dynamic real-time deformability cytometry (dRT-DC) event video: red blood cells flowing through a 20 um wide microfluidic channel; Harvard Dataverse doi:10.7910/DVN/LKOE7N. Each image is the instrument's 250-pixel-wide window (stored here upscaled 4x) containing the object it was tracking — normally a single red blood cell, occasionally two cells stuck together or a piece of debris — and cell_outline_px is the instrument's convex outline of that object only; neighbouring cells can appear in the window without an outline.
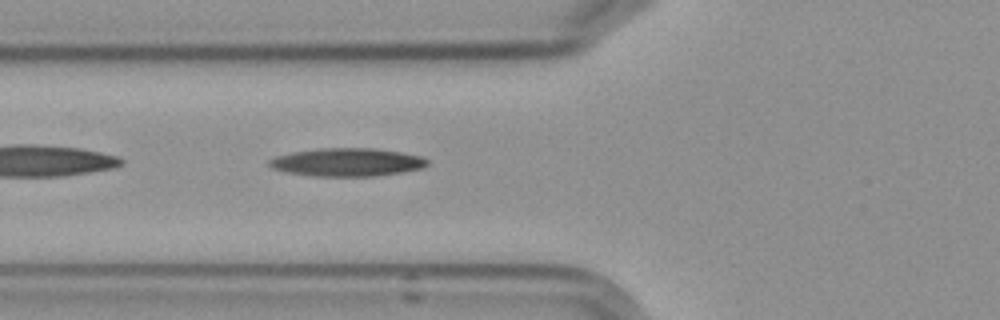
{"species": "Egyptian fruit bat (a non-hibernating species)", "species_latin": "Rousettus aegyptiacus", "temperature_condition": "cold", "stored_images_in_passage": 7, "camera_frame_rate_fps": 3000, "um_per_image_px": 0.085, "frame": {"image": 1, "passage_image": 7, "time_ms": 7.0, "image_size_px": [1000, 320], "cell_outline_px": [[428, 164], [424, 168], [400, 172], [372, 176], [312, 176], [288, 172], [272, 168], [268, 164], [268, 160], [276, 156], [292, 152], [320, 148], [372, 148], [400, 152], [420, 156], [428, 160]], "centroid_in_image_um": [29.49, 13.78], "position_along_channel_um": 96.3, "area_um2": 25.78}}